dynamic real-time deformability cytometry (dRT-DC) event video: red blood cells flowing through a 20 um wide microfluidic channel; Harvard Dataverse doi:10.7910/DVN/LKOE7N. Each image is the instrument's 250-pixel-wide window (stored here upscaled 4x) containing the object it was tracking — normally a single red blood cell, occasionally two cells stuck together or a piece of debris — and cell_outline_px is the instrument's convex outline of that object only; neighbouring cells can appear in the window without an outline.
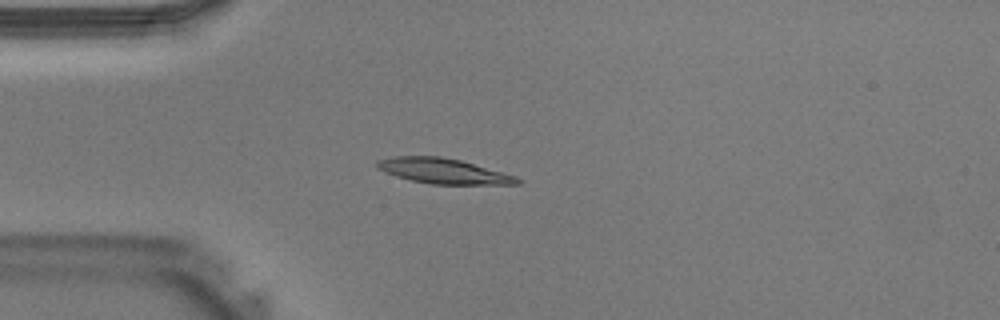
{"species": "Egyptian fruit bat (a non-hibernating species)", "species_latin": "Rousettus aegyptiacus", "temperature_condition": "warm", "stored_images_in_passage": 40, "camera_frame_rate_fps": 3000, "um_per_image_px": 0.085, "animal": {"sex": "male"}, "frame": {"image": 1, "passage_image": 10, "time_ms": 3.0, "image_size_px": [1000, 320], "cell_outline_px": [[524, 180], [520, 184], [432, 184], [412, 180], [396, 176], [384, 172], [376, 168], [376, 160], [396, 156], [440, 156], [460, 160], [516, 176]], "centroid_in_image_um": [37.67, 14.53], "position_along_channel_um": 47.3, "area_um2": 20.52}}
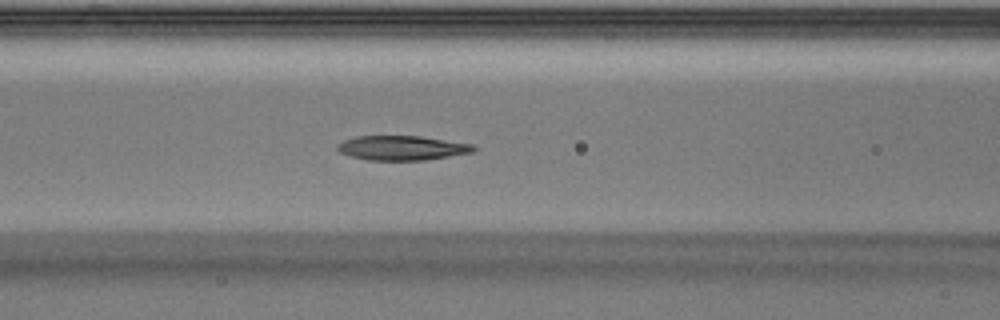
{"frame": {"image": 2, "passage_image": 16, "time_ms": 5.0, "image_size_px": [1000, 320], "cell_outline_px": [[476, 152], [424, 160], [368, 160], [352, 156], [340, 152], [336, 148], [336, 144], [344, 140], [356, 136], [420, 136], [472, 144], [476, 148]], "centroid_in_image_um": [34.18, 12.57], "position_along_channel_um": 132.4, "area_um2": 19.42}}
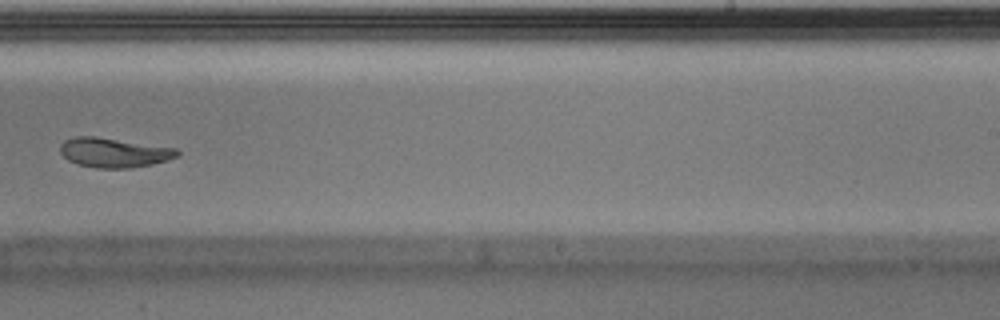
{"frame": {"image": 3, "passage_image": 25, "time_ms": 8.0, "image_size_px": [1000, 320], "cell_outline_px": [[180, 152], [176, 156], [168, 160], [152, 164], [132, 168], [96, 168], [80, 164], [68, 160], [60, 152], [60, 144], [64, 140], [76, 136], [92, 136], [176, 148]], "centroid_in_image_um": [9.67, 12.97], "position_along_channel_um": 279.3, "area_um2": 19.94}}